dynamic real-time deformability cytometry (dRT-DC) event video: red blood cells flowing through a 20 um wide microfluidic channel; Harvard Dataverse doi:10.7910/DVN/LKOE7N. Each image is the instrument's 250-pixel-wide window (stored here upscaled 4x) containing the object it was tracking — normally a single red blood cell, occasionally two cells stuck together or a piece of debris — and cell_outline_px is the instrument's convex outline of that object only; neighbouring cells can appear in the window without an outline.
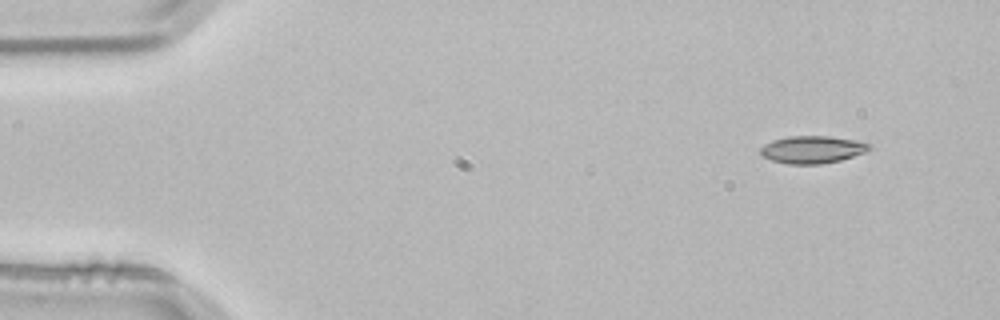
{"species": "common noctule bat (a hibernating species)", "species_latin": "Nyctalus noctula", "temperature_condition": "room temperature", "stored_images_in_passage": 3, "camera_frame_rate_fps": 3000, "um_per_image_px": 0.085, "animal": {"sex": "male", "body_mass_g": 21.5, "forearm_length_mm": 52.0}, "frame": {"image": 1, "passage_image": 1, "time_ms": 0.0, "image_size_px": [1000, 320], "cell_outline_px": [[872, 148], [864, 152], [840, 160], [820, 164], [788, 164], [772, 160], [760, 156], [760, 148], [764, 144], [772, 140], [788, 136], [828, 136], [856, 140], [872, 144]], "centroid_in_image_um": [69.02, 12.7], "position_along_channel_um": 16.0, "area_um2": 17.46}}
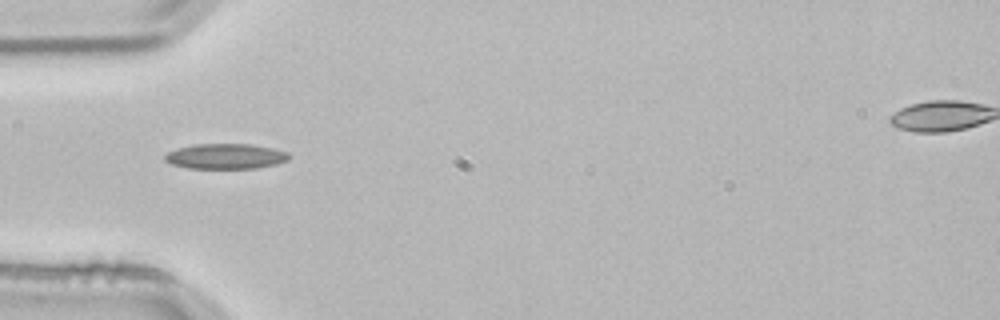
{"frame": {"image": 2, "passage_image": 3, "time_ms": 0.667, "image_size_px": [1000, 320], "cell_outline_px": [[288, 160], [276, 164], [256, 168], [188, 168], [172, 164], [164, 160], [164, 156], [168, 152], [176, 148], [192, 144], [252, 144], [272, 148], [288, 152]], "centroid_in_image_um": [19.15, 13.28], "position_along_channel_um": 65.9, "area_um2": 18.26}}